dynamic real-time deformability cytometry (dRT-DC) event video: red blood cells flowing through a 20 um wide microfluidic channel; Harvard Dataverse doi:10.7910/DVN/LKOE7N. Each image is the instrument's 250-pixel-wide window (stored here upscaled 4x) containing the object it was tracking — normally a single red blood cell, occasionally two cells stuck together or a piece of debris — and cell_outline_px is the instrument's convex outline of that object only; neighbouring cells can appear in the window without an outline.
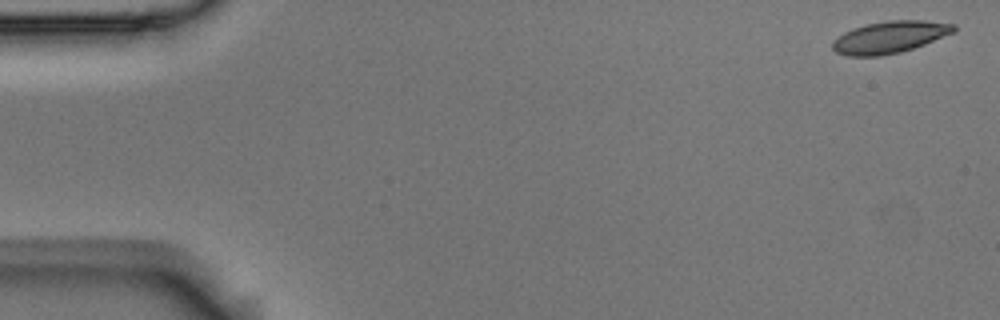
{"species": "Egyptian fruit bat (a non-hibernating species)", "species_latin": "Rousettus aegyptiacus", "temperature_condition": "room temperature", "stored_images_in_passage": 4, "camera_frame_rate_fps": 3000, "um_per_image_px": 0.085, "animal": {"sex": "male"}, "frame": {"image": 1, "passage_image": 1, "time_ms": 0.0, "image_size_px": [1000, 320], "cell_outline_px": [[956, 32], [924, 44], [900, 52], [880, 56], [848, 56], [836, 52], [832, 48], [832, 40], [844, 32], [852, 28], [868, 24], [888, 20], [924, 20], [956, 24]], "centroid_in_image_um": [75.63, 3.15], "position_along_channel_um": 9.4, "area_um2": 22.66}}
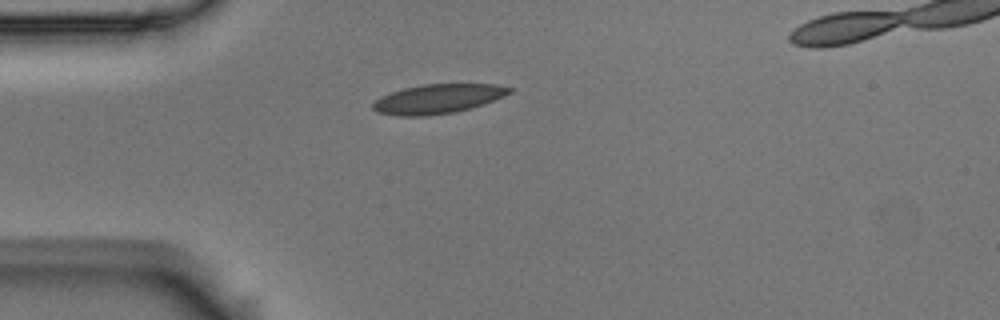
{"frame": {"image": 2, "passage_image": 4, "time_ms": 1.0, "image_size_px": [1000, 320], "cell_outline_px": [[516, 88], [512, 92], [504, 96], [484, 104], [472, 108], [456, 112], [424, 116], [400, 116], [376, 112], [372, 108], [372, 104], [380, 96], [404, 88], [424, 84], [496, 84]], "centroid_in_image_um": [37.25, 8.4], "position_along_channel_um": 47.7, "area_um2": 23.52}}